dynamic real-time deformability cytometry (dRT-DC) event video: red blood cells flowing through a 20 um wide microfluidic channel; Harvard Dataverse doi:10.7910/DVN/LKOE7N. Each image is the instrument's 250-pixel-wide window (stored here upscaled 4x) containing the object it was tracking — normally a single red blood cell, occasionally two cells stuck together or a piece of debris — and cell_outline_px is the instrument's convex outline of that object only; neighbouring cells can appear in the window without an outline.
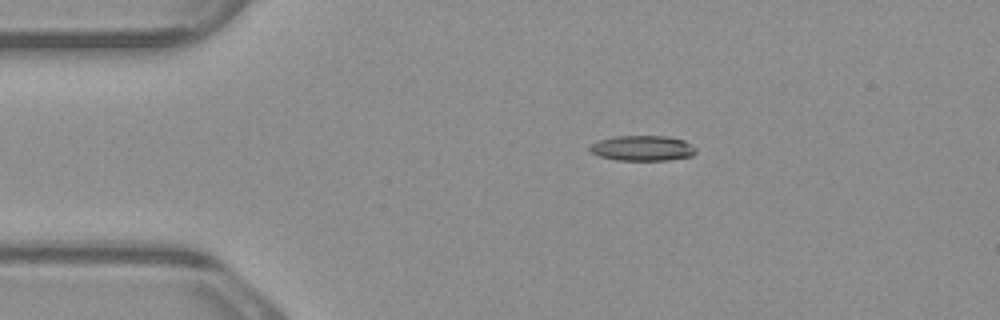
{"species": "common noctule bat (a hibernating species)", "species_latin": "Nyctalus noctula", "temperature_condition": "warm", "stored_images_in_passage": 3, "camera_frame_rate_fps": 3000, "um_per_image_px": 0.085, "animal": {"sex": "male", "body_mass_g": 23.1, "forearm_length_mm": 52.7}, "frame": {"image": 1, "passage_image": 1, "time_ms": 0.0, "image_size_px": [1000, 320], "cell_outline_px": [[696, 152], [692, 156], [668, 160], [616, 160], [600, 156], [592, 152], [588, 148], [592, 144], [600, 140], [616, 136], [664, 136], [684, 140], [696, 148]], "centroid_in_image_um": [54.63, 12.6], "position_along_channel_um": 30.4, "area_um2": 15.49}}
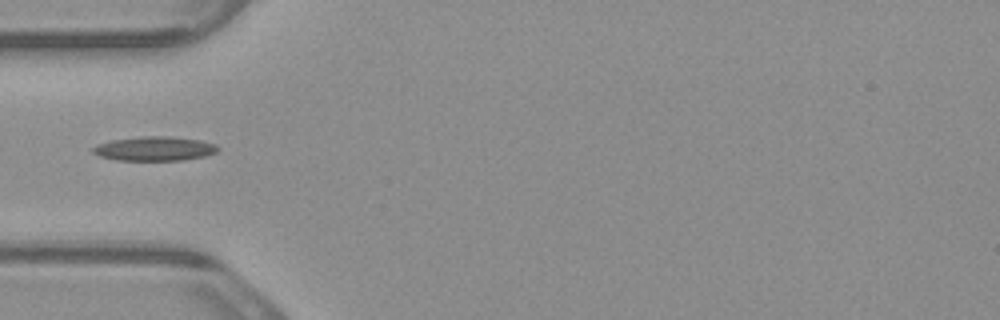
{"frame": {"image": 2, "passage_image": 3, "time_ms": 0.667, "image_size_px": [1000, 320], "cell_outline_px": [[220, 148], [216, 152], [204, 156], [184, 160], [116, 160], [100, 156], [92, 152], [92, 148], [100, 144], [112, 140], [144, 136], [168, 136], [200, 140], [216, 144]], "centroid_in_image_um": [13.17, 12.64], "position_along_channel_um": 71.8, "area_um2": 17.51}}